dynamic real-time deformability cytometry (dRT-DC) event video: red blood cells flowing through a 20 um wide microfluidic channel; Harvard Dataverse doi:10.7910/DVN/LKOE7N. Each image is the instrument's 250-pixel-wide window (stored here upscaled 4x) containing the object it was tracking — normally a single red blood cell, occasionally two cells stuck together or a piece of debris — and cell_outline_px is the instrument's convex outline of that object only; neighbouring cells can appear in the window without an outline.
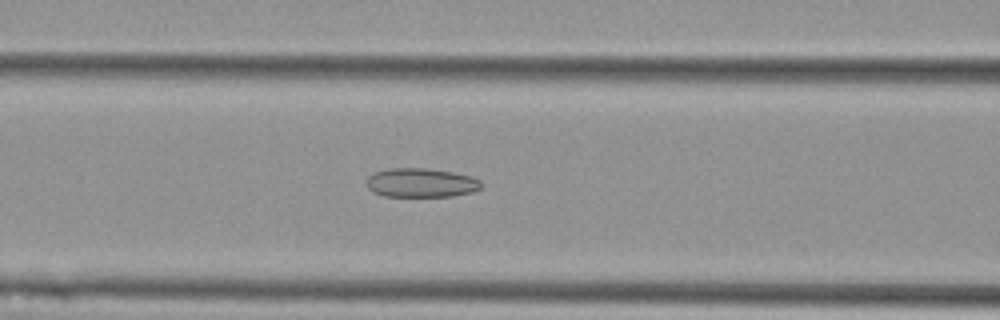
{"species": "Egyptian fruit bat (a non-hibernating species)", "species_latin": "Rousettus aegyptiacus", "temperature_condition": "cold", "stored_images_in_passage": 20, "camera_frame_rate_fps": 3000, "um_per_image_px": 0.085, "animal": {"sex": "female"}, "frame": {"image": 1, "passage_image": 15, "time_ms": 4.667, "image_size_px": [1000, 320], "cell_outline_px": [[480, 188], [472, 192], [452, 196], [384, 196], [372, 192], [368, 188], [368, 176], [376, 172], [388, 168], [424, 168], [452, 172], [472, 176], [480, 180]], "centroid_in_image_um": [35.78, 15.53], "position_along_channel_um": 130.8, "area_um2": 19.31}}